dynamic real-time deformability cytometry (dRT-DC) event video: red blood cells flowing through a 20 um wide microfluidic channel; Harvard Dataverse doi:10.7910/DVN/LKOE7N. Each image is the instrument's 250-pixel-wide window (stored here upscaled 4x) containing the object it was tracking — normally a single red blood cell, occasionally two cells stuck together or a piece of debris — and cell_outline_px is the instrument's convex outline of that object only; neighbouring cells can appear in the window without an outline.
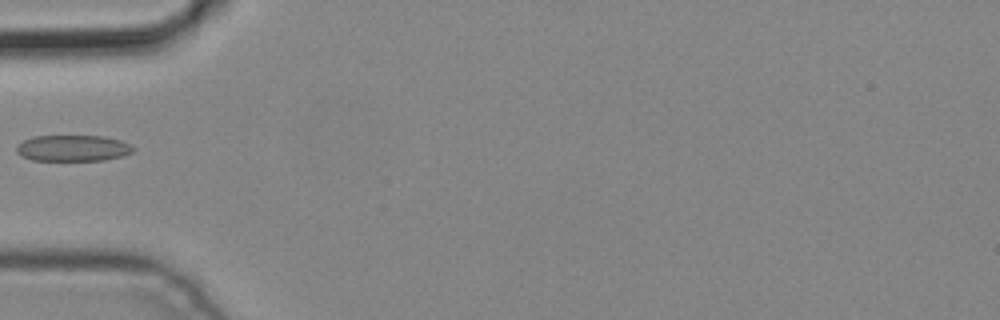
{"species": "common noctule bat (a hibernating species)", "species_latin": "Nyctalus noctula", "temperature_condition": "cold", "stored_images_in_passage": 3, "camera_frame_rate_fps": 3000, "um_per_image_px": 0.085, "animal": {"sex": "male", "body_mass_g": 19.2, "forearm_length_mm": 51.8}, "frame": {"image": 1, "passage_image": 3, "time_ms": 0.667, "image_size_px": [1000, 320], "cell_outline_px": [[136, 148], [132, 152], [124, 156], [104, 160], [32, 160], [20, 156], [16, 152], [16, 144], [32, 136], [104, 136], [120, 140]], "centroid_in_image_um": [6.17, 12.59], "position_along_channel_um": 78.8, "area_um2": 17.92}}